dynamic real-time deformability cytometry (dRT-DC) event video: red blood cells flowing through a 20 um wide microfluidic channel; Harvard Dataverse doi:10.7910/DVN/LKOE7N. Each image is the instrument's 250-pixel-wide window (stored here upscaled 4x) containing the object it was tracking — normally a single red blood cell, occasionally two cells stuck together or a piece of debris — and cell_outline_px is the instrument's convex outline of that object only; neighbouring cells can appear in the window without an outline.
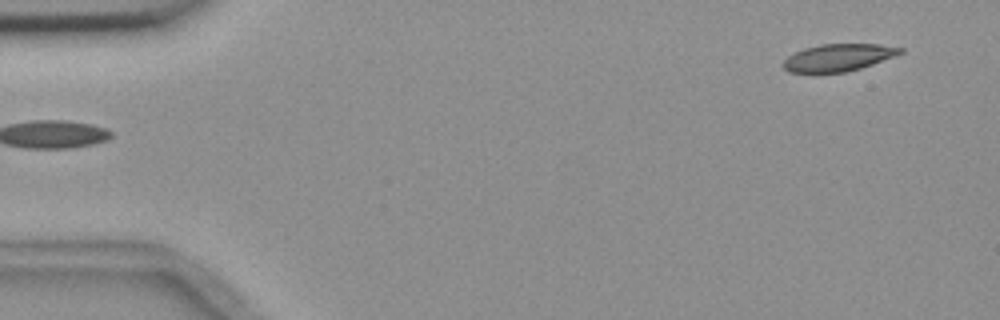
{"species": "common noctule bat (a hibernating species)", "species_latin": "Nyctalus noctula", "temperature_condition": "room temperature", "stored_images_in_passage": 5, "segment_of_instrument_passage": [2, 2], "camera_frame_rate_fps": 3000, "um_per_image_px": 0.085, "animal": {"sex": "female", "body_mass_g": 18.4}, "frame": {"image": 1, "passage_image": 5, "time_ms": 5.667, "image_size_px": [1000, 320], "cell_outline_px": [[904, 52], [872, 64], [860, 68], [844, 72], [788, 72], [784, 68], [784, 60], [788, 56], [804, 48], [820, 44], [880, 44], [904, 48]], "centroid_in_image_um": [71.27, 4.88], "position_along_channel_um": 13.7, "area_um2": 18.32}}